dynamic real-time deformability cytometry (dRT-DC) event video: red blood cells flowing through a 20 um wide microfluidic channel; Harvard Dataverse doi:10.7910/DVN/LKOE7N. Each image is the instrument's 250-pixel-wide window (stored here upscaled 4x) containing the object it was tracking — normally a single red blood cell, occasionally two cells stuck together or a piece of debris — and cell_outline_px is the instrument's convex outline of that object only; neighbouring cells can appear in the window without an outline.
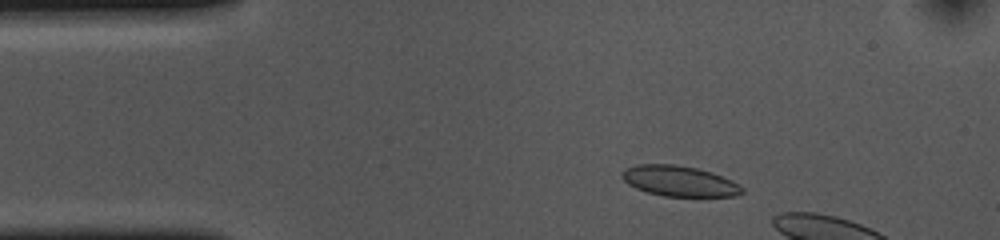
{"species": "common noctule bat (a hibernating species)", "species_latin": "Nyctalus noctula", "temperature_condition": "cold", "stored_images_in_passage": 10, "camera_frame_rate_fps": 3000, "um_per_image_px": 0.085, "animal": {"sex": "female", "body_mass_g": 10.0, "forearm_length_mm": 53.1}, "frame": {"image": 1, "passage_image": 6, "time_ms": 1.667, "image_size_px": [1000, 240], "cell_outline_px": [[744, 192], [736, 196], [664, 196], [648, 192], [636, 188], [628, 184], [620, 176], [620, 172], [624, 168], [636, 164], [676, 164], [696, 168], [712, 172], [732, 180], [744, 188]], "centroid_in_image_um": [57.72, 15.38], "position_along_channel_um": 27.3, "area_um2": 21.5}}